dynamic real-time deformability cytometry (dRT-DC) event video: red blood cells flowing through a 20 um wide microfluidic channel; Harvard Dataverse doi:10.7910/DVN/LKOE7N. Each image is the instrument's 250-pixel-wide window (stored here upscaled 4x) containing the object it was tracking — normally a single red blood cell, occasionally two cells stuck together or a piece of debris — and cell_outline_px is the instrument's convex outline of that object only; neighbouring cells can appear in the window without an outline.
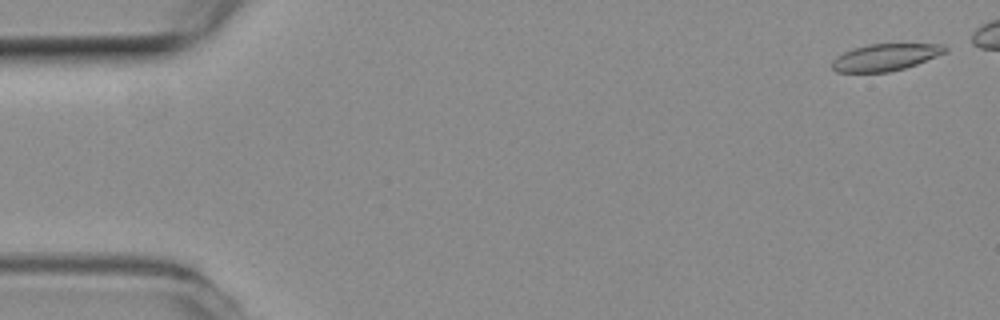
{"species": "common noctule bat (a hibernating species)", "species_latin": "Nyctalus noctula", "temperature_condition": "room temperature", "stored_images_in_passage": 5, "segment_of_instrument_passage": [2, 2], "camera_frame_rate_fps": 3000, "um_per_image_px": 0.085, "animal": {"sex": "female", "body_mass_g": 19.3, "forearm_length_mm": 54.1}, "frame": {"image": 1, "passage_image": 5, "time_ms": 1.333, "image_size_px": [1000, 320], "cell_outline_px": [[948, 52], [916, 64], [904, 68], [888, 72], [836, 72], [832, 68], [832, 60], [836, 56], [852, 48], [868, 44], [944, 44], [948, 48]], "centroid_in_image_um": [75.26, 4.86], "position_along_channel_um": 9.7, "area_um2": 17.8}}